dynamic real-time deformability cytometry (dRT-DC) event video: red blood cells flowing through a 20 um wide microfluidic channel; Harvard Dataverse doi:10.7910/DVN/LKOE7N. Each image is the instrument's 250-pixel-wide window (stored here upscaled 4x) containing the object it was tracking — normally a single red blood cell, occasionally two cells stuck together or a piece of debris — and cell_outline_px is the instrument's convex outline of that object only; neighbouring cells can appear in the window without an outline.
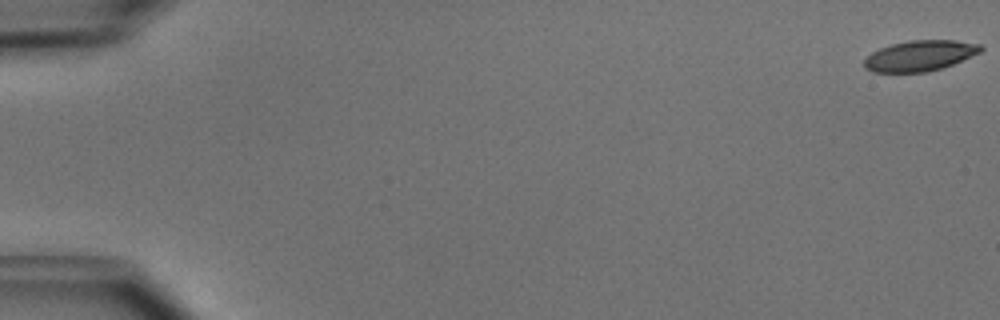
{"species": "common noctule bat (a hibernating species)", "species_latin": "Nyctalus noctula", "temperature_condition": "cold", "stored_images_in_passage": 51, "camera_frame_rate_fps": 3000, "um_per_image_px": 0.085, "animal": {"sex": "male", "body_mass_g": 15.6}, "frame": {"image": 1, "passage_image": 1, "time_ms": 0.0, "image_size_px": [1000, 320], "cell_outline_px": [[984, 48], [980, 52], [952, 64], [928, 72], [872, 72], [864, 68], [864, 60], [872, 52], [880, 48], [892, 44], [908, 40], [956, 40], [980, 44]], "centroid_in_image_um": [78.17, 4.73], "position_along_channel_um": 6.8, "area_um2": 20.69}}
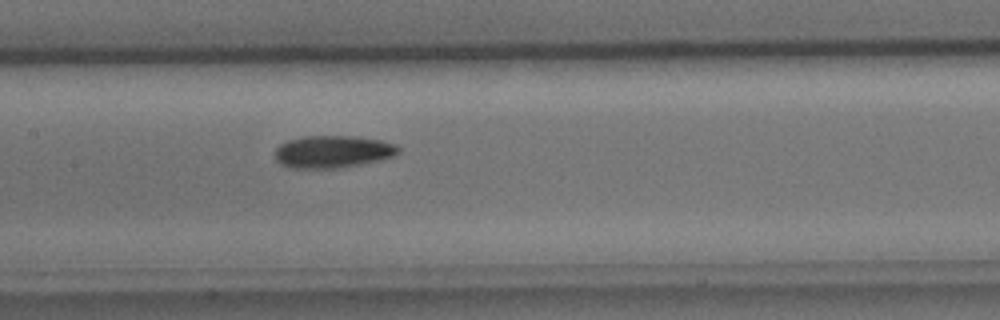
{"frame": {"image": 2, "passage_image": 26, "time_ms": 8.333, "image_size_px": [1000, 320], "cell_outline_px": [[400, 152], [396, 156], [360, 164], [336, 168], [288, 168], [280, 164], [276, 160], [276, 148], [280, 144], [288, 140], [304, 136], [352, 136], [380, 140], [396, 144], [400, 148]], "centroid_in_image_um": [28.29, 12.89], "position_along_channel_um": 179.1, "area_um2": 23.29}}
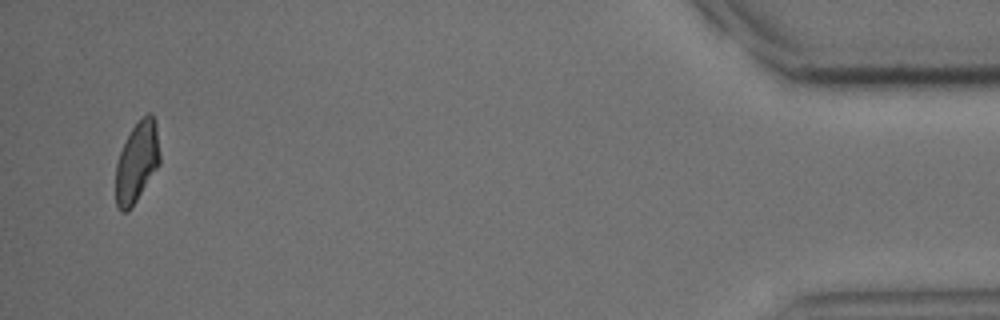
{"frame": {"image": 3, "passage_image": 50, "time_ms": 16.333, "image_size_px": [1000, 320], "cell_outline_px": [[160, 164], [132, 208], [128, 212], [120, 212], [116, 204], [116, 164], [120, 152], [132, 128], [148, 112], [156, 120], [160, 152]], "centroid_in_image_um": [11.65, 13.82], "position_along_channel_um": 423.5, "area_um2": 20.75}, "authors_computed_cell_mechanics": {"area_um2": 22.0796, "velocity_mm_per_s": 3.9861, "shape_relaxation_time_tau1_ms": 4.7392, "shape_relaxation_time_tau2_ms": 6.9319, "deformation_change_tau1": 0.1395, "deformation_change_tau2": 0.1407}}